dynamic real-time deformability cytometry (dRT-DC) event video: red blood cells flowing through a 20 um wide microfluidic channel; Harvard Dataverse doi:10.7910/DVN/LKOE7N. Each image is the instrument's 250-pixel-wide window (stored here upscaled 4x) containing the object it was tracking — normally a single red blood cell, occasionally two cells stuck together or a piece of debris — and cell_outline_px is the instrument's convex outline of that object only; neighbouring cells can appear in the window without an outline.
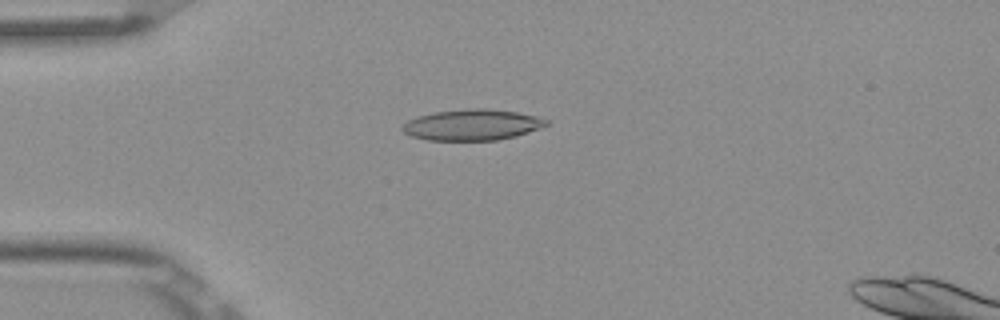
{"species": "Egyptian fruit bat (a non-hibernating species)", "species_latin": "Rousettus aegyptiacus", "temperature_condition": "room temperature", "stored_images_in_passage": 4, "camera_frame_rate_fps": 3000, "um_per_image_px": 0.085, "frame": {"image": 1, "passage_image": 4, "time_ms": 1.0, "image_size_px": [1000, 320], "cell_outline_px": [[548, 124], [540, 128], [516, 136], [496, 140], [428, 140], [412, 136], [404, 132], [400, 128], [408, 120], [416, 116], [436, 112], [468, 108], [484, 108], [516, 112], [536, 116], [548, 120]], "centroid_in_image_um": [40.12, 10.61], "position_along_channel_um": 44.9, "area_um2": 25.84}}